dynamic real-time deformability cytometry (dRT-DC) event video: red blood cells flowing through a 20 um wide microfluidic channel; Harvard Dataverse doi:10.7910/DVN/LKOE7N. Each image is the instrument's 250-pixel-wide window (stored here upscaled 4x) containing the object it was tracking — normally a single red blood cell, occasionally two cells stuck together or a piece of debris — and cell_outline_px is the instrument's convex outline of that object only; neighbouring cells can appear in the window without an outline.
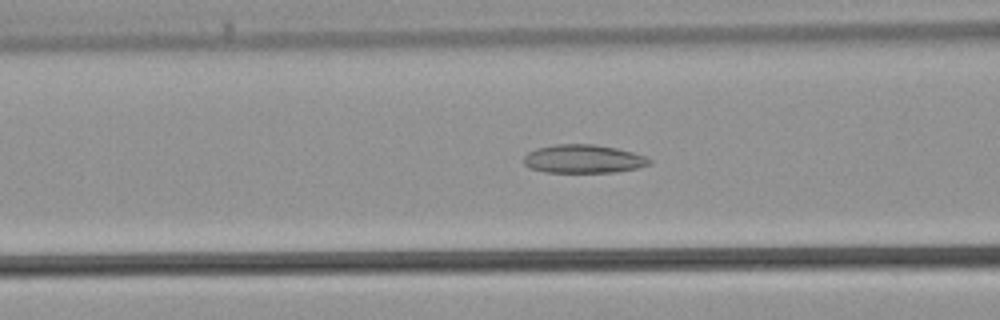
{"species": "common noctule bat (a hibernating species)", "species_latin": "Nyctalus noctula", "temperature_condition": "warm", "stored_images_in_passage": 42, "camera_frame_rate_fps": 3000, "um_per_image_px": 0.085, "animal": {"sex": "male", "body_mass_g": 21.5, "forearm_length_mm": 52.0}, "frame": {"image": 1, "passage_image": 16, "time_ms": 5.0, "image_size_px": [1000, 320], "cell_outline_px": [[652, 164], [636, 168], [616, 172], [544, 172], [528, 168], [524, 164], [524, 156], [528, 152], [536, 148], [556, 144], [592, 144], [616, 148], [632, 152], [644, 156], [652, 160]], "centroid_in_image_um": [49.56, 13.51], "position_along_channel_um": 117.0, "area_um2": 20.87}}
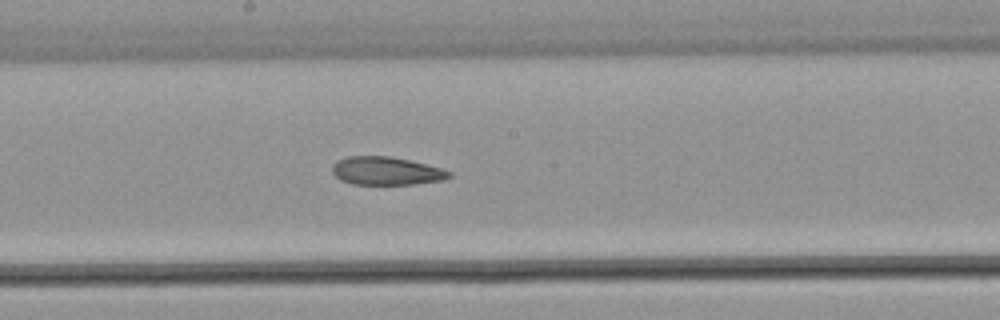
{"frame": {"image": 2, "passage_image": 22, "time_ms": 7.0, "image_size_px": [1000, 320], "cell_outline_px": [[452, 176], [444, 180], [416, 184], [352, 184], [340, 180], [332, 172], [332, 164], [336, 160], [348, 156], [388, 156], [408, 160], [440, 168], [452, 172]], "centroid_in_image_um": [32.81, 14.53], "position_along_channel_um": 215.4, "area_um2": 19.19}}
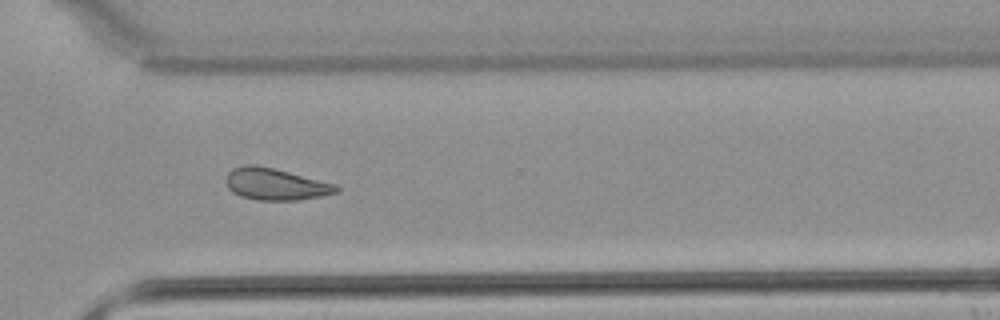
{"frame": {"image": 3, "passage_image": 30, "time_ms": 9.667, "image_size_px": [1000, 320], "cell_outline_px": [[340, 188], [336, 192], [320, 196], [300, 200], [256, 200], [240, 196], [232, 192], [228, 188], [224, 180], [228, 172], [232, 168], [244, 164], [256, 164], [336, 184]], "centroid_in_image_um": [23.35, 15.65], "position_along_channel_um": 347.3, "area_um2": 20.46}}